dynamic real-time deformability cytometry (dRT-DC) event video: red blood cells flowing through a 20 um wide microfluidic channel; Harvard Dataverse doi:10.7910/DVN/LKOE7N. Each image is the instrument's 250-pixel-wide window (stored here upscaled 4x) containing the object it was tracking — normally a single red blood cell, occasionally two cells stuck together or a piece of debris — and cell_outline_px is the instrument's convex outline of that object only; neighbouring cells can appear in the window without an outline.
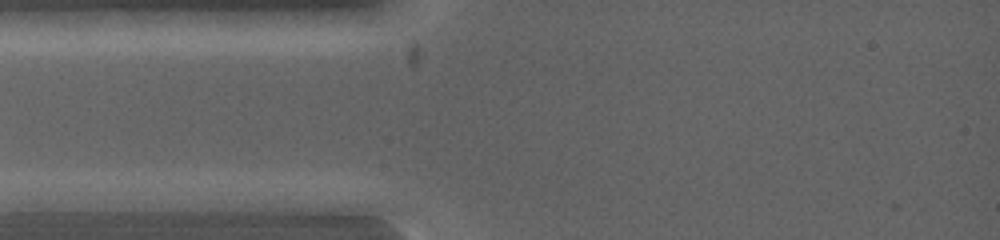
{"species": "common noctule bat (a hibernating species)", "species_latin": "Nyctalus noctula", "temperature_condition": "warm", "stored_images_in_passage": 6, "segment_of_instrument_passage": [1, 2], "camera_frame_rate_fps": 5000, "um_per_image_px": 0.085, "animal": {"sex": "female", "body_mass_g": 19.0, "forearm_length_mm": 53.3}, "frame": {"image": 1, "passage_image": 1, "time_ms": 0.0, "image_size_px": [1000, 240], "cell_outline_px": [[128, 200], [84, 212], [16, 212], [12, 200], [40, 192], [104, 192]], "centroid_in_image_um": [5.51, 17.16], "position_along_channel_um": 79.5, "area_um2": 13.18}}
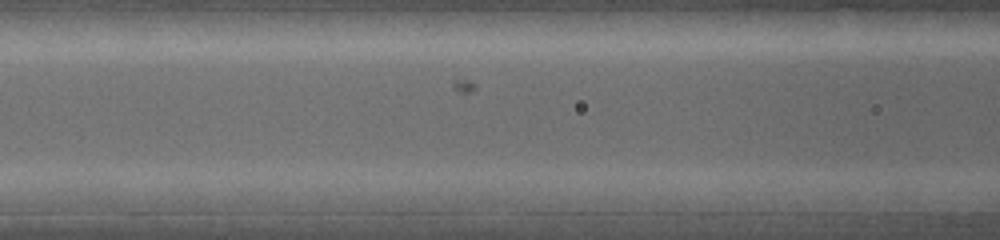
{"frame": {"image": 2, "passage_image": 5, "time_ms": 0.6, "image_size_px": [1000, 240], "cell_outline_px": [[440, 196], [432, 212], [364, 212], [316, 204], [312, 192], [332, 188], [408, 188], [436, 192]], "centroid_in_image_um": [32.15, 16.96], "position_along_channel_um": 134.4, "area_um2": 19.07}}